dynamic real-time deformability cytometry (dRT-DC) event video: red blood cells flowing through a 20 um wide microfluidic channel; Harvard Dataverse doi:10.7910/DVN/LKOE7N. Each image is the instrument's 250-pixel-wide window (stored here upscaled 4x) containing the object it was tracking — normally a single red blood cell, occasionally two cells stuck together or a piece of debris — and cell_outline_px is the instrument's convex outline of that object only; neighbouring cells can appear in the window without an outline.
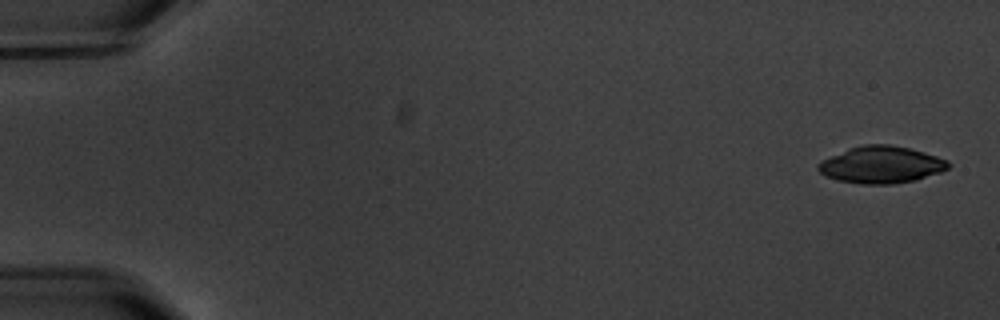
{"species": "common noctule bat (a hibernating species)", "species_latin": "Nyctalus noctula", "temperature_condition": "warm", "stored_images_in_passage": 6, "camera_frame_rate_fps": 3000, "um_per_image_px": 0.085, "animal": {"sex": "male", "body_mass_g": 20.1, "forearm_length_mm": 53.5}, "frame": {"image": 1, "passage_image": 1, "time_ms": 0.0, "image_size_px": [1000, 320], "cell_outline_px": [[952, 164], [948, 168], [940, 172], [916, 180], [892, 184], [860, 184], [836, 180], [824, 176], [816, 168], [816, 164], [848, 148], [864, 144], [888, 144], [908, 148], [924, 152], [948, 160]], "centroid_in_image_um": [74.9, 14.01], "position_along_channel_um": 10.1, "area_um2": 28.09}}
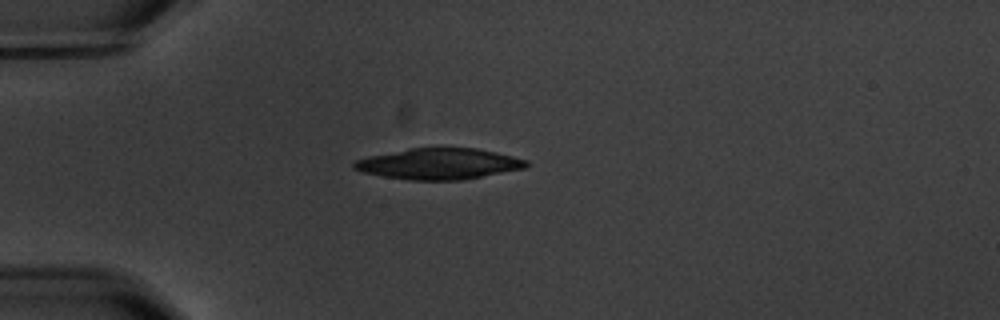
{"frame": {"image": 2, "passage_image": 4, "time_ms": 4.667, "image_size_px": [1000, 320], "cell_outline_px": [[528, 168], [460, 180], [408, 180], [384, 176], [364, 172], [352, 168], [352, 164], [356, 160], [368, 156], [408, 148], [476, 148], [496, 152], [528, 160]], "centroid_in_image_um": [37.32, 13.92], "position_along_channel_um": 47.7, "area_um2": 31.1}}